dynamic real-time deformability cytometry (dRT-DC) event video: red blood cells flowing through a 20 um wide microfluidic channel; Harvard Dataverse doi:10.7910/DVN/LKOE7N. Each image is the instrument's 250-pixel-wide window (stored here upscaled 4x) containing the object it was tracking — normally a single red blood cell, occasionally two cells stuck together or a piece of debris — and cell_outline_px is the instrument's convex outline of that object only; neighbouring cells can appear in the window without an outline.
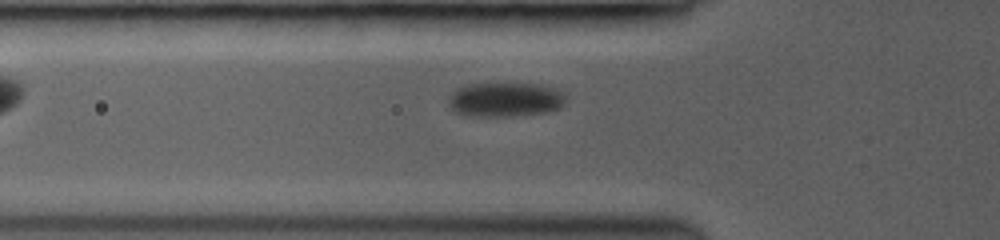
{"species": "common noctule bat (a hibernating species)", "species_latin": "Nyctalus noctula", "temperature_condition": "room temperature", "stored_images_in_passage": 32, "camera_frame_rate_fps": 3000, "um_per_image_px": 0.085, "animal": {"sex": "female", "body_mass_g": 19.0, "forearm_length_mm": 53.3}, "frame": {"image": 1, "passage_image": 2, "time_ms": 0.333, "image_size_px": [1000, 240], "cell_outline_px": [[564, 104], [560, 108], [548, 112], [512, 116], [464, 116], [452, 112], [448, 108], [448, 96], [456, 88], [464, 84], [484, 80], [512, 80], [544, 84], [556, 88], [564, 96]], "centroid_in_image_um": [42.85, 8.38], "position_along_channel_um": 83.0, "area_um2": 25.49}}
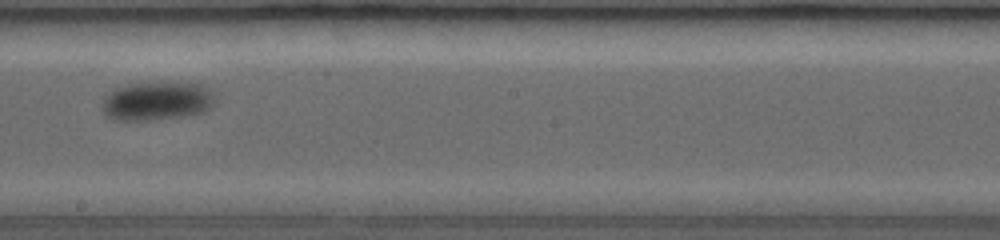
{"frame": {"image": 2, "passage_image": 13, "time_ms": 4.333, "image_size_px": [1000, 240], "cell_outline_px": [[216, 92], [212, 104], [204, 112], [184, 116], [148, 120], [116, 120], [108, 116], [104, 112], [104, 96], [108, 92], [116, 88], [128, 84], [168, 80], [172, 80], [200, 84]], "centroid_in_image_um": [13.38, 8.54], "position_along_channel_um": 234.8, "area_um2": 25.95}}
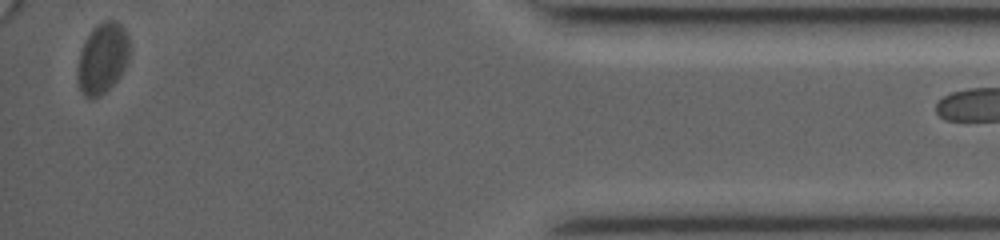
{"frame": {"image": 3, "passage_image": 31, "time_ms": 10.667, "image_size_px": [1000, 240], "cell_outline_px": [[132, 48], [128, 60], [120, 76], [100, 96], [88, 100], [80, 92], [76, 72], [80, 52], [92, 28], [96, 24], [104, 20], [116, 20], [128, 32], [132, 44]], "centroid_in_image_um": [8.74, 4.93], "position_along_channel_um": 426.5, "area_um2": 21.96}}